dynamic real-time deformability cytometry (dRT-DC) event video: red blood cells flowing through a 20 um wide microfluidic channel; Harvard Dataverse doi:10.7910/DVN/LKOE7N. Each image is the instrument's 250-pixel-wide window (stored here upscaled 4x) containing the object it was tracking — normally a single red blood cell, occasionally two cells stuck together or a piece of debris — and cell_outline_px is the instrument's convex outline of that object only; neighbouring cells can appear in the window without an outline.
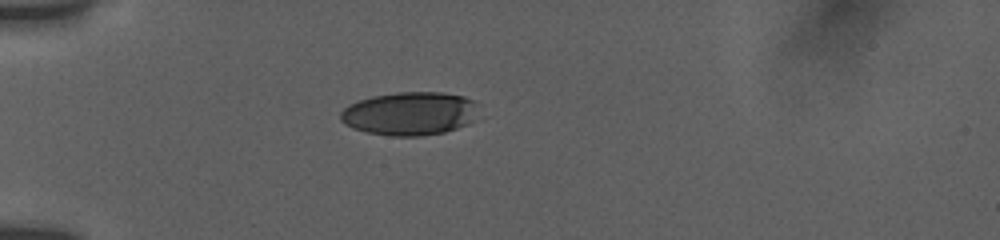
{"species": "human", "species_latin": "Homo sapiens", "temperature_condition": "room temperature", "stored_images_in_passage": 39, "camera_frame_rate_fps": 3000, "um_per_image_px": 0.085, "donor": {"sex": "female"}, "frame": {"image": 1, "passage_image": 1, "time_ms": 0.0, "image_size_px": [1000, 240], "cell_outline_px": [[476, 100], [468, 124], [444, 132], [420, 136], [392, 136], [368, 132], [352, 128], [344, 124], [340, 120], [340, 112], [348, 104], [372, 96], [396, 92], [440, 92], [464, 96]], "centroid_in_image_um": [34.75, 9.64], "position_along_channel_um": 50.3, "area_um2": 34.56}}
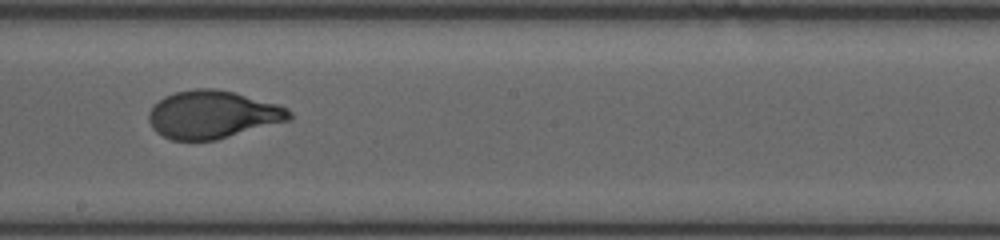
{"frame": {"image": 2, "passage_image": 17, "time_ms": 5.333, "image_size_px": [1000, 240], "cell_outline_px": [[292, 120], [216, 140], [172, 140], [156, 132], [152, 128], [148, 120], [148, 112], [164, 96], [176, 92], [196, 88], [216, 88], [236, 92], [276, 104], [288, 108], [292, 112]], "centroid_in_image_um": [18.1, 9.74], "position_along_channel_um": 230.1, "area_um2": 39.36}}
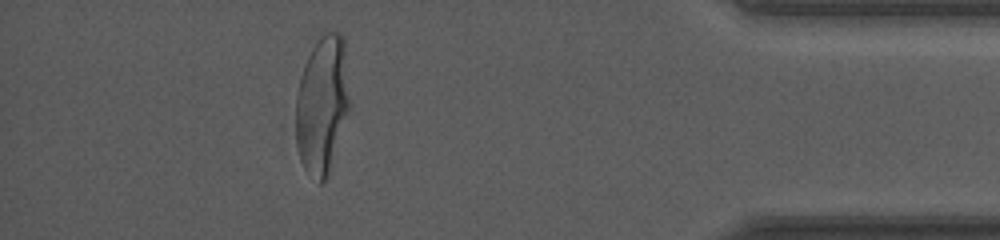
{"frame": {"image": 3, "passage_image": 34, "time_ms": 11.0, "image_size_px": [1000, 240], "cell_outline_px": [[348, 112], [328, 176], [320, 184], [304, 168], [300, 160], [296, 144], [296, 92], [300, 76], [304, 64], [312, 48], [328, 32], [340, 32], [344, 36], [348, 96]], "centroid_in_image_um": [27.36, 8.93], "position_along_channel_um": 407.8, "area_um2": 42.71}, "authors_computed_cell_mechanics": {"area_um2": 39.4774, "velocity_mm_per_s": 3.8399, "shape_relaxation_time_tau1_ms": 4.9408, "shape_relaxation_time_tau2_ms": null, "deformation_change_tau1": 0.2137, "deformation_change_tau2": null}}